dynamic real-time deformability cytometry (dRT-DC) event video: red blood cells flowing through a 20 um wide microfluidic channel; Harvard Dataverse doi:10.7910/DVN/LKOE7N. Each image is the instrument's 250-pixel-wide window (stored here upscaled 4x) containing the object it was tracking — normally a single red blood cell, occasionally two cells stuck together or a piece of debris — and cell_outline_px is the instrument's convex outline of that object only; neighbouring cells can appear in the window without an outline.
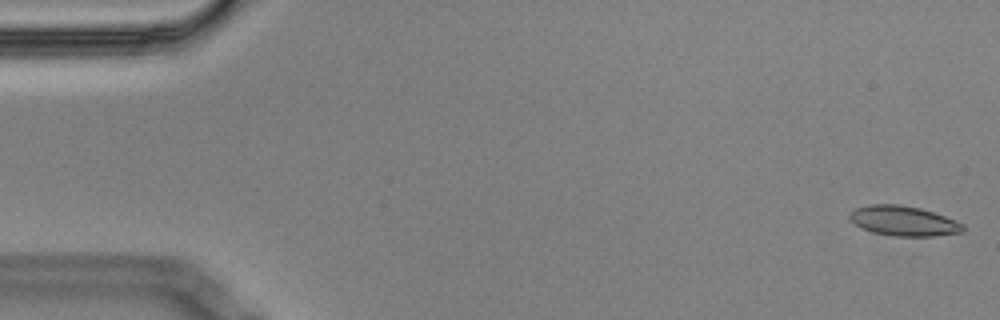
{"species": "Egyptian fruit bat (a non-hibernating species)", "species_latin": "Rousettus aegyptiacus", "temperature_condition": "cold", "stored_images_in_passage": 5, "camera_frame_rate_fps": 3000, "um_per_image_px": 0.085, "animal": {"sex": "male"}, "frame": {"image": 1, "passage_image": 1, "time_ms": 0.0, "image_size_px": [1000, 320], "cell_outline_px": [[964, 232], [932, 236], [892, 236], [872, 232], [860, 228], [848, 216], [848, 212], [856, 208], [868, 204], [900, 204], [920, 208], [956, 220], [964, 224]], "centroid_in_image_um": [76.78, 18.77], "position_along_channel_um": 8.2, "area_um2": 19.88}}
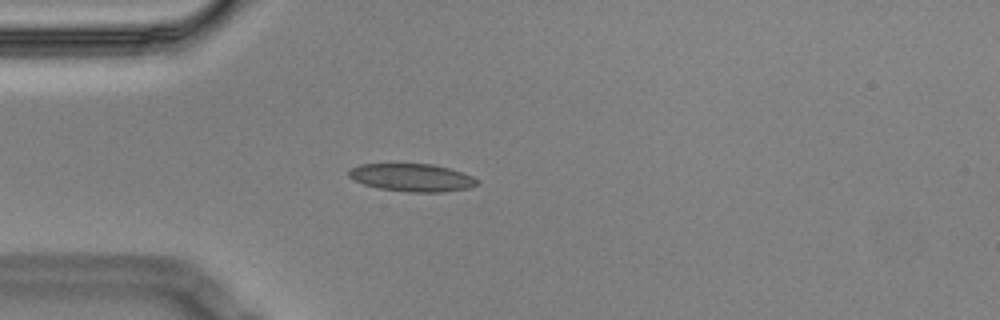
{"frame": {"image": 2, "passage_image": 5, "time_ms": 1.333, "image_size_px": [1000, 320], "cell_outline_px": [[480, 184], [468, 188], [444, 192], [408, 192], [380, 188], [364, 184], [348, 176], [348, 172], [352, 168], [360, 164], [432, 164], [464, 172], [480, 180]], "centroid_in_image_um": [35.08, 15.09], "position_along_channel_um": 49.9, "area_um2": 20.75}}